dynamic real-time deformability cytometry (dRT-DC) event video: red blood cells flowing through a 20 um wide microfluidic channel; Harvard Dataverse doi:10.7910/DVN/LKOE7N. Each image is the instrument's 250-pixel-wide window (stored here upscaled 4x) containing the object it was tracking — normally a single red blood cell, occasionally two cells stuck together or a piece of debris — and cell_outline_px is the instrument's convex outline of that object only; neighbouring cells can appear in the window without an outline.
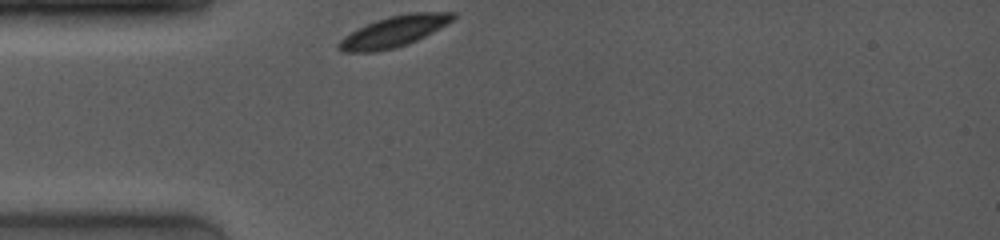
{"species": "common noctule bat (a hibernating species)", "species_latin": "Nyctalus noctula", "temperature_condition": "room temperature", "stored_images_in_passage": 50, "camera_frame_rate_fps": 4000, "um_per_image_px": 0.085, "animal": {"sex": "female", "body_mass_g": 19.0, "forearm_length_mm": 53.3}, "frame": {"image": 1, "passage_image": 1, "time_ms": 0.0, "image_size_px": [1000, 240], "cell_outline_px": [[456, 16], [452, 20], [424, 36], [416, 40], [396, 48], [376, 52], [344, 52], [336, 48], [336, 44], [344, 36], [376, 20], [388, 16], [408, 12], [456, 12]], "centroid_in_image_um": [33.45, 2.68], "position_along_channel_um": 51.6, "area_um2": 20.35}}
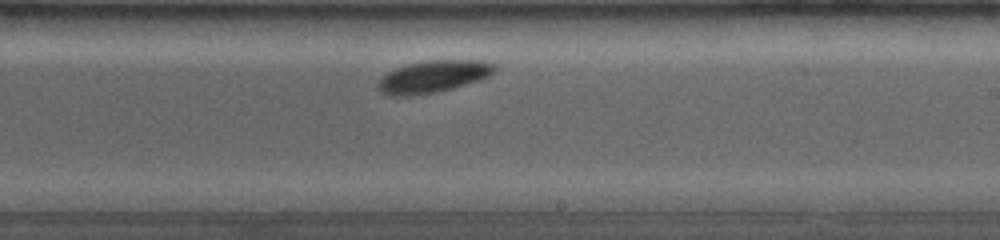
{"frame": {"image": 2, "passage_image": 33, "time_ms": 5.5, "image_size_px": [1000, 240], "cell_outline_px": [[496, 68], [488, 76], [480, 80], [452, 88], [436, 92], [404, 96], [392, 96], [384, 92], [376, 84], [388, 72], [396, 68], [408, 64], [428, 60], [484, 60], [496, 64]], "centroid_in_image_um": [36.87, 6.49], "position_along_channel_um": 252.1, "area_um2": 21.5}}
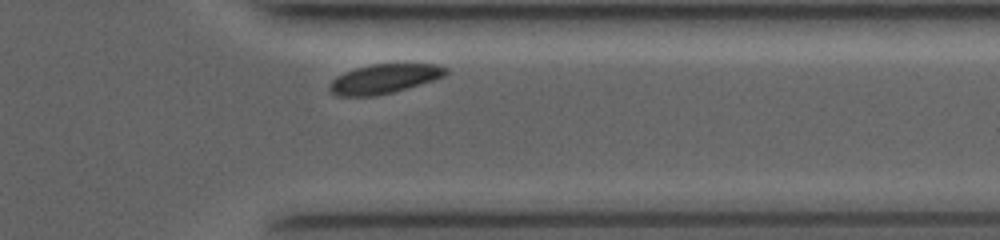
{"frame": {"image": 3, "passage_image": 47, "time_ms": 8.75, "image_size_px": [1000, 240], "cell_outline_px": [[448, 72], [444, 76], [420, 84], [392, 92], [376, 96], [336, 96], [328, 88], [328, 84], [336, 76], [344, 72], [356, 68], [372, 64], [436, 64], [448, 68]], "centroid_in_image_um": [32.62, 6.7], "position_along_channel_um": 378.8, "area_um2": 19.83}}